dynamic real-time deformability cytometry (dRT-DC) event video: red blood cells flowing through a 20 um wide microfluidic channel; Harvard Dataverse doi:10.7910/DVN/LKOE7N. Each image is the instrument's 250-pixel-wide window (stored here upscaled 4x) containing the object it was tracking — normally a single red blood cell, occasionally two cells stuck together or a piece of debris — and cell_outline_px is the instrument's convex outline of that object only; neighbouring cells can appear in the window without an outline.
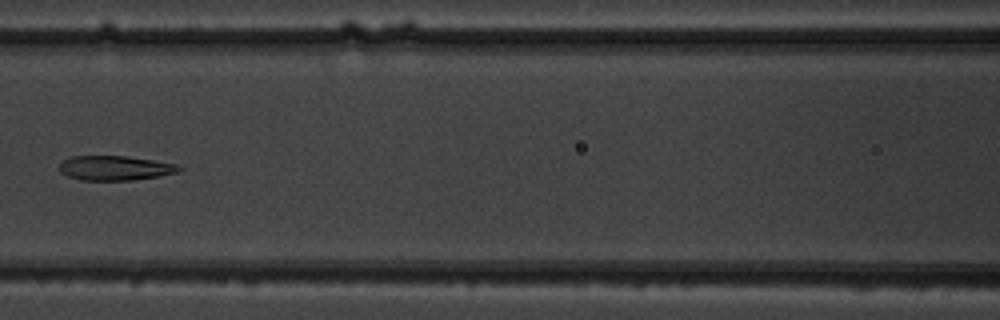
{"species": "common noctule bat (a hibernating species)", "species_latin": "Nyctalus noctula", "temperature_condition": "warm", "stored_images_in_passage": 8, "camera_frame_rate_fps": 3000, "um_per_image_px": 0.085, "animal": {"sex": "male", "body_mass_g": 19.5, "forearm_length_mm": 54.6}, "frame": {"image": 1, "passage_image": 7, "time_ms": 7.0, "image_size_px": [1000, 320], "cell_outline_px": [[184, 168], [180, 172], [132, 180], [80, 180], [68, 176], [60, 172], [60, 164], [64, 160], [72, 156], [128, 156], [176, 164]], "centroid_in_image_um": [9.79, 14.28], "position_along_channel_um": 156.8, "area_um2": 17.05}}
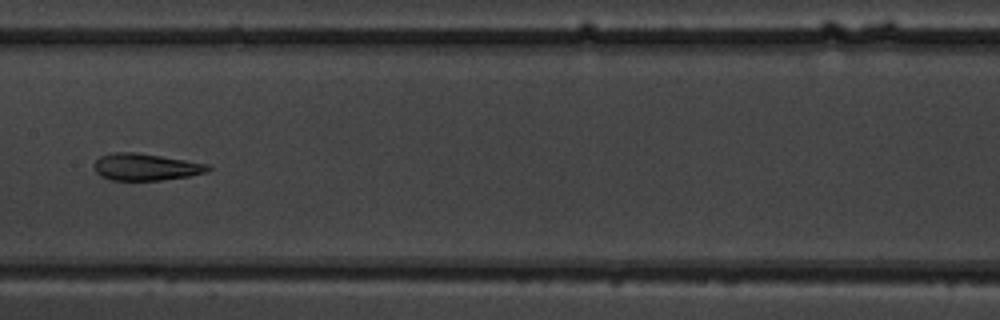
{"frame": {"image": 2, "passage_image": 8, "time_ms": 8.0, "image_size_px": [1000, 320], "cell_outline_px": [[212, 168], [204, 172], [188, 176], [160, 180], [112, 180], [100, 176], [92, 168], [92, 164], [100, 156], [112, 152], [136, 152], [208, 164]], "centroid_in_image_um": [12.31, 14.19], "position_along_channel_um": 195.1, "area_um2": 17.8}}